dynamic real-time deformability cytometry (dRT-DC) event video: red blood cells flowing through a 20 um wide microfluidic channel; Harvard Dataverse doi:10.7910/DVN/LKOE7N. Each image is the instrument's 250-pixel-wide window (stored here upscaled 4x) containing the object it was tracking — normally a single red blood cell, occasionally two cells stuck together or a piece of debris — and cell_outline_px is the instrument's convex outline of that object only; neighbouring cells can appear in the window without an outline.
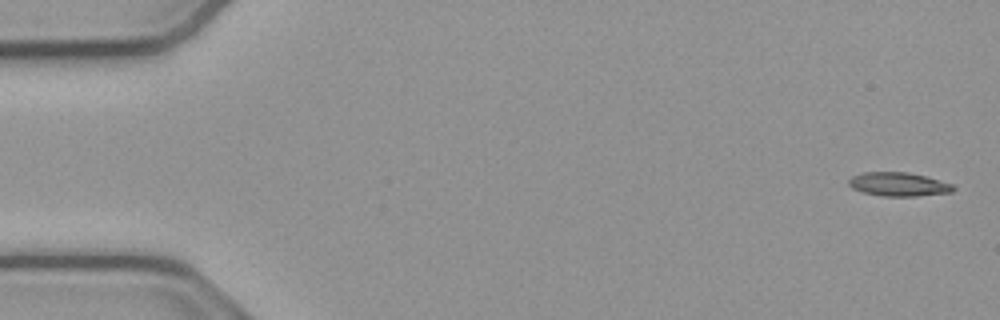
{"species": "common noctule bat (a hibernating species)", "species_latin": "Nyctalus noctula", "temperature_condition": "cold", "stored_images_in_passage": 53, "camera_frame_rate_fps": 3000, "um_per_image_px": 0.085, "animal": {"sex": "male", "body_mass_g": 23.1, "forearm_length_mm": 52.7}, "frame": {"image": 1, "passage_image": 1, "time_ms": 0.0, "image_size_px": [1000, 320], "cell_outline_px": [[956, 188], [952, 192], [916, 196], [880, 196], [864, 192], [852, 188], [848, 184], [848, 180], [852, 176], [864, 172], [908, 172], [924, 176], [952, 184]], "centroid_in_image_um": [76.36, 15.66], "position_along_channel_um": 8.6, "area_um2": 14.39}}
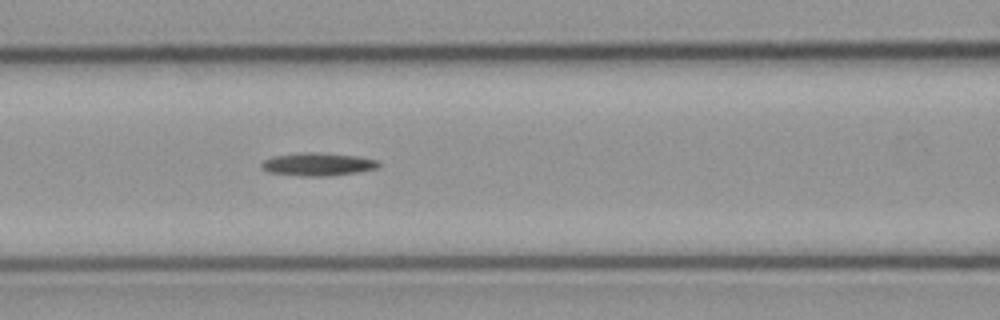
{"frame": {"image": 2, "passage_image": 22, "time_ms": 7.0, "image_size_px": [1000, 320], "cell_outline_px": [[380, 164], [376, 168], [356, 172], [328, 176], [300, 176], [268, 172], [260, 168], [260, 164], [264, 160], [272, 156], [296, 152], [320, 152], [356, 156], [376, 160]], "centroid_in_image_um": [26.93, 13.95], "position_along_channel_um": 139.7, "area_um2": 15.78}}
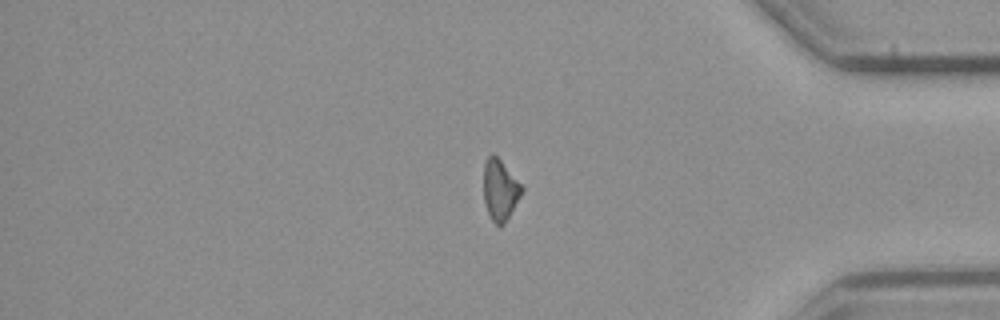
{"frame": {"image": 3, "passage_image": 44, "time_ms": 14.333, "image_size_px": [1000, 320], "cell_outline_px": [[524, 188], [520, 196], [504, 224], [500, 228], [492, 220], [488, 212], [484, 200], [484, 160], [492, 152], [500, 160]], "centroid_in_image_um": [42.48, 16.14], "position_along_channel_um": 392.7, "area_um2": 13.29}}